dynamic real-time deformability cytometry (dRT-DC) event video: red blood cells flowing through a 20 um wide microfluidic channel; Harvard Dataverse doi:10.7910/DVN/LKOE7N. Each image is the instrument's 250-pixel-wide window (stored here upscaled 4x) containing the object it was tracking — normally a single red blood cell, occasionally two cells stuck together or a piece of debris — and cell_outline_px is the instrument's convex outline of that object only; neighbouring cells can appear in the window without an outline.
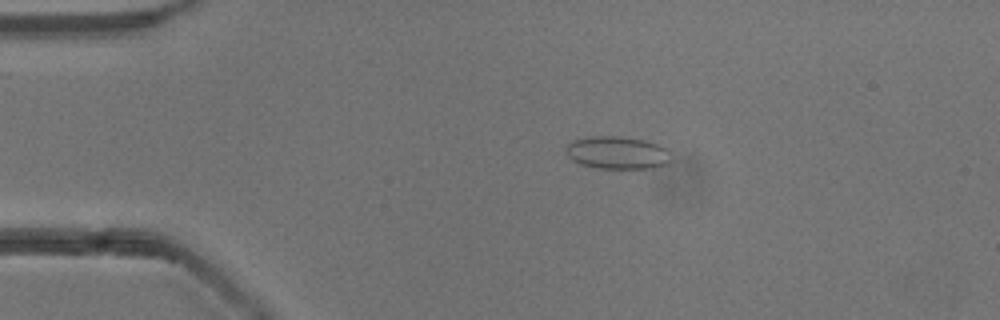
{"species": "common noctule bat (a hibernating species)", "species_latin": "Nyctalus noctula", "temperature_condition": "cold", "stored_images_in_passage": 35, "camera_frame_rate_fps": 3000, "um_per_image_px": 0.085, "animal": {"sex": "male", "body_mass_g": 13.3}, "frame": {"image": 1, "passage_image": 2, "time_ms": 0.333, "image_size_px": [1000, 320], "cell_outline_px": [[672, 160], [668, 164], [656, 168], [596, 168], [580, 164], [572, 160], [564, 152], [564, 148], [572, 140], [588, 136], [620, 136], [644, 140], [656, 144], [664, 148], [672, 156]], "centroid_in_image_um": [52.44, 12.98], "position_along_channel_um": 32.6, "area_um2": 20.29}}
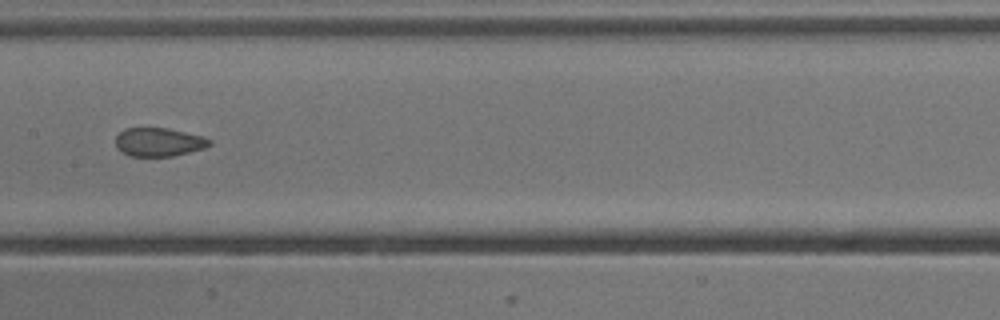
{"frame": {"image": 2, "passage_image": 18, "time_ms": 5.667, "image_size_px": [1000, 320], "cell_outline_px": [[212, 144], [204, 148], [172, 156], [128, 156], [116, 148], [116, 136], [124, 128], [168, 128], [200, 136], [212, 140]], "centroid_in_image_um": [13.46, 12.08], "position_along_channel_um": 193.9, "area_um2": 15.55}}
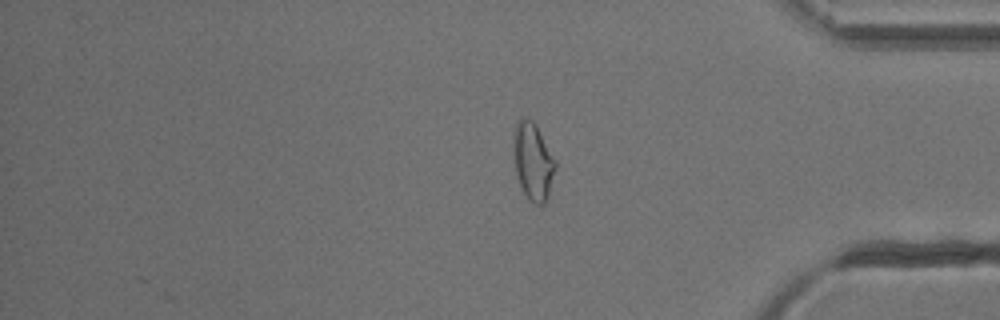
{"frame": {"image": 3, "passage_image": 35, "time_ms": 11.333, "image_size_px": [1000, 320], "cell_outline_px": [[556, 168], [548, 200], [544, 204], [536, 204], [528, 200], [516, 176], [512, 152], [516, 120], [524, 116], [532, 120], [536, 124], [556, 160]], "centroid_in_image_um": [45.3, 13.71], "position_along_channel_um": 389.9, "area_um2": 19.36}, "authors_computed_cell_mechanics": {"area_um2": 16.7042, "velocity_mm_per_s": 3.8587, "shape_relaxation_time_tau1_ms": null, "shape_relaxation_time_tau2_ms": 1.4906, "deformation_change_tau1": null, "deformation_change_tau2": 0.0642}}